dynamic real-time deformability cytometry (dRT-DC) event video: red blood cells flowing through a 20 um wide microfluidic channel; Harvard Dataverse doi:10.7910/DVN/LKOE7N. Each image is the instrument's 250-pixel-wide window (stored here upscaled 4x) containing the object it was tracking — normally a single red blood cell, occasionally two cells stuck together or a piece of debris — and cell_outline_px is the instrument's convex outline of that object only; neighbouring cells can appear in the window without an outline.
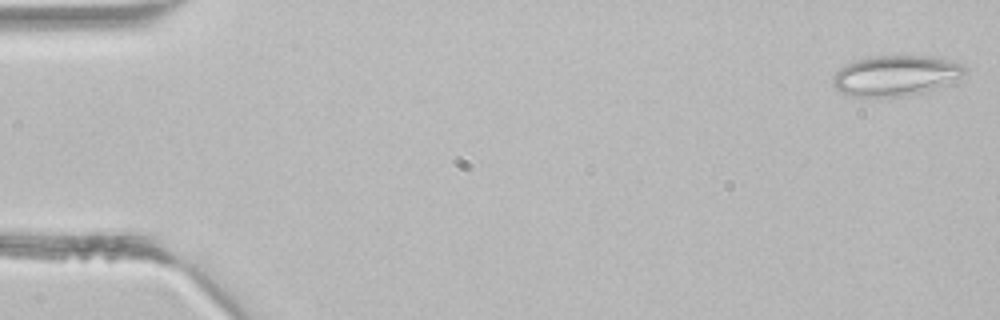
{"species": "common noctule bat (a hibernating species)", "species_latin": "Nyctalus noctula", "temperature_condition": "room temperature", "stored_images_in_passage": 43, "camera_frame_rate_fps": 3000, "um_per_image_px": 0.085, "animal": {"sex": "male", "body_mass_g": 21.5, "forearm_length_mm": 52.0}, "frame": {"image": 1, "passage_image": 1, "time_ms": 0.0, "image_size_px": [1000, 320], "cell_outline_px": [[968, 72], [952, 84], [908, 96], [848, 96], [840, 92], [832, 84], [832, 76], [840, 68], [856, 60], [868, 56], [936, 56], [964, 64], [968, 68]], "centroid_in_image_um": [76.21, 6.42], "position_along_channel_um": 8.8, "area_um2": 31.62}}
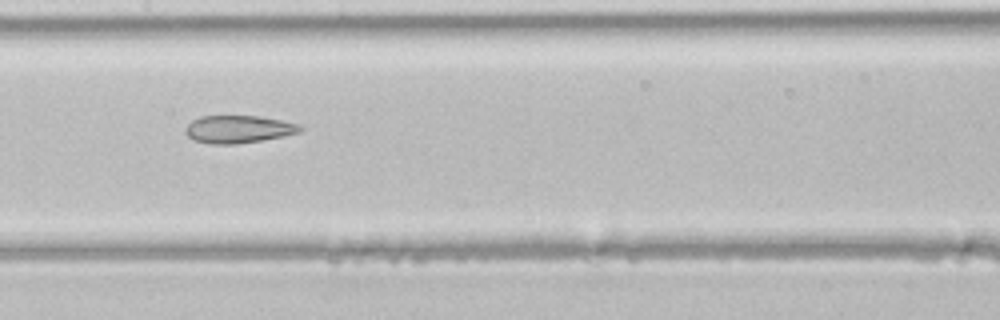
{"frame": {"image": 2, "passage_image": 21, "time_ms": 6.667, "image_size_px": [1000, 320], "cell_outline_px": [[304, 128], [300, 132], [284, 136], [236, 144], [208, 144], [192, 140], [184, 132], [184, 128], [192, 120], [200, 116], [260, 116], [300, 124]], "centroid_in_image_um": [20.24, 10.98], "position_along_channel_um": 187.2, "area_um2": 18.61}}
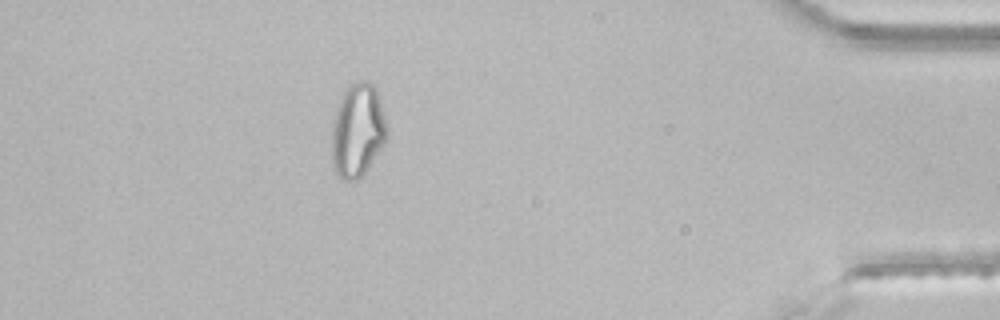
{"frame": {"image": 3, "passage_image": 38, "time_ms": 12.333, "image_size_px": [1000, 320], "cell_outline_px": [[388, 136], [384, 144], [368, 168], [356, 180], [344, 180], [332, 168], [332, 124], [340, 100], [344, 92], [352, 84], [364, 80], [368, 80], [376, 88], [380, 100], [388, 128]], "centroid_in_image_um": [30.41, 11.1], "position_along_channel_um": 404.8, "area_um2": 29.94}}